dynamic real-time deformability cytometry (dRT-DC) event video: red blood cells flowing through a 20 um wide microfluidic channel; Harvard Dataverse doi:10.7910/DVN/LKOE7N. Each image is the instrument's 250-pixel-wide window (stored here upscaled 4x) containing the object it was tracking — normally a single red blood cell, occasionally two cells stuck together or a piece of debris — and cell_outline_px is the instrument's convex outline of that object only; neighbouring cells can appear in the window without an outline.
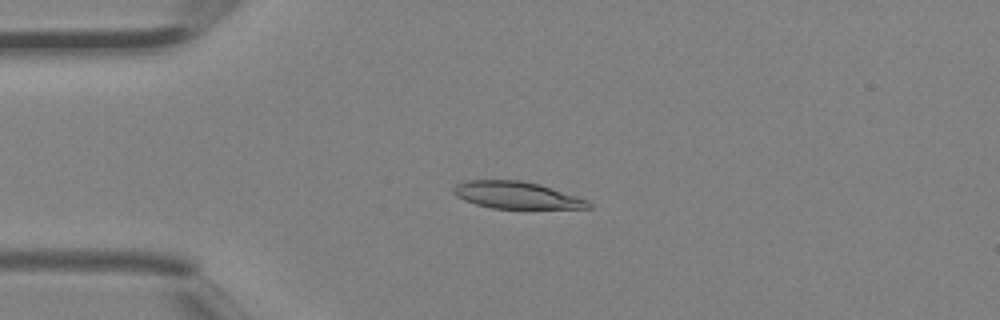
{"species": "Egyptian fruit bat (a non-hibernating species)", "species_latin": "Rousettus aegyptiacus", "temperature_condition": "room temperature", "stored_images_in_passage": 3, "camera_frame_rate_fps": 3000, "um_per_image_px": 0.085, "animal": {"sex": "female"}, "frame": {"image": 1, "passage_image": 3, "time_ms": 0.667, "image_size_px": [1000, 320], "cell_outline_px": [[592, 208], [492, 208], [476, 204], [464, 200], [456, 196], [452, 192], [452, 188], [456, 184], [468, 180], [520, 180], [540, 184], [588, 200], [592, 204]], "centroid_in_image_um": [43.89, 16.58], "position_along_channel_um": 41.1, "area_um2": 21.15}}